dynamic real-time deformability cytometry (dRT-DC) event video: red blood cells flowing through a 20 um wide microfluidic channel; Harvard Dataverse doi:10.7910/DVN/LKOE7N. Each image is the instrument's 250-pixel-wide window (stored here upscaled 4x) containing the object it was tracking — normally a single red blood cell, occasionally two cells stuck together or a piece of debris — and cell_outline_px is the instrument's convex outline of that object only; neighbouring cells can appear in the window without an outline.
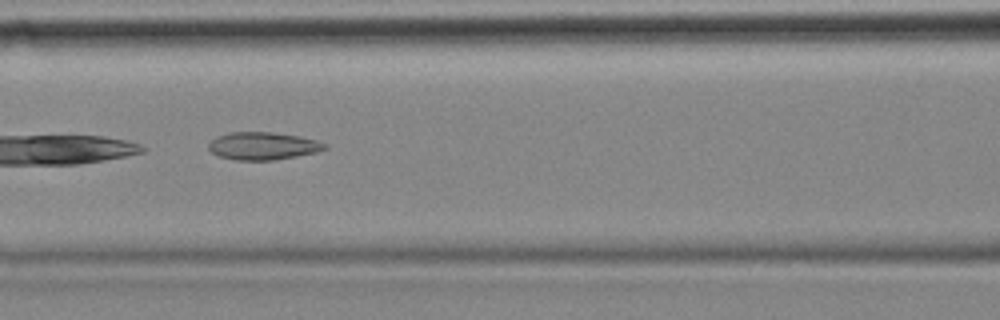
{"species": "common noctule bat (a hibernating species)", "species_latin": "Nyctalus noctula", "temperature_condition": "cold", "stored_images_in_passage": 8, "camera_frame_rate_fps": 3000, "um_per_image_px": 0.085, "animal": {"sex": "female", "body_mass_g": 18.4}, "frame": {"image": 1, "passage_image": 5, "time_ms": 1.333, "image_size_px": [1000, 320], "cell_outline_px": [[328, 148], [316, 152], [296, 156], [272, 160], [236, 160], [220, 156], [212, 152], [208, 148], [208, 144], [216, 136], [228, 132], [272, 132], [300, 136], [316, 140], [328, 144]], "centroid_in_image_um": [22.36, 12.39], "position_along_channel_um": 144.2, "area_um2": 18.73}}
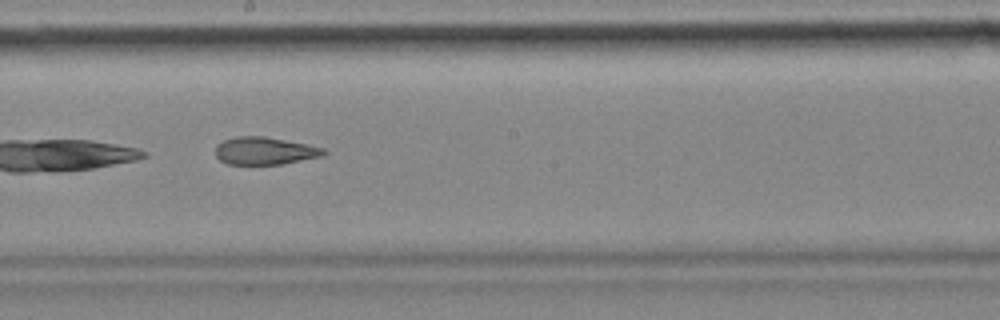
{"frame": {"image": 2, "passage_image": 7, "time_ms": 2.0, "image_size_px": [1000, 320], "cell_outline_px": [[328, 152], [324, 156], [280, 164], [228, 164], [220, 160], [216, 156], [216, 144], [224, 140], [236, 136], [264, 136], [308, 144], [324, 148]], "centroid_in_image_um": [22.52, 12.81], "position_along_channel_um": 225.7, "area_um2": 17.46}}